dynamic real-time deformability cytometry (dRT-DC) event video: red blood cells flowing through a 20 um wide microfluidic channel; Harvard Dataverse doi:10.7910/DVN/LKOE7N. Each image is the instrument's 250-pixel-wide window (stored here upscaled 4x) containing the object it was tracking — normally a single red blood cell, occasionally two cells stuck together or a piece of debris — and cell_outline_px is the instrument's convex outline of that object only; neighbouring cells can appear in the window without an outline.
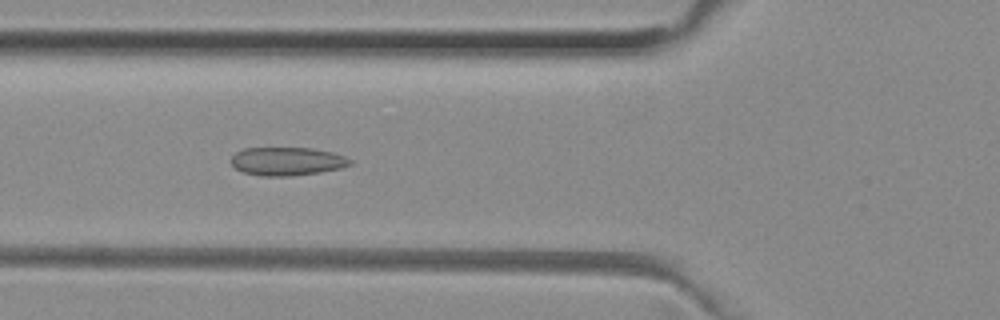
{"species": "common noctule bat (a hibernating species)", "species_latin": "Nyctalus noctula", "temperature_condition": "room temperature", "stored_images_in_passage": 37, "camera_frame_rate_fps": 3000, "um_per_image_px": 0.085, "animal": {"sex": "female", "body_mass_g": 29.2, "forearm_length_mm": 56.3}, "frame": {"image": 1, "passage_image": 5, "time_ms": 1.333, "image_size_px": [1000, 320], "cell_outline_px": [[352, 164], [340, 168], [320, 172], [292, 176], [260, 176], [244, 172], [236, 168], [232, 164], [232, 156], [236, 152], [244, 148], [312, 148], [332, 152], [344, 156], [352, 160]], "centroid_in_image_um": [24.41, 13.71], "position_along_channel_um": 101.4, "area_um2": 19.59}}
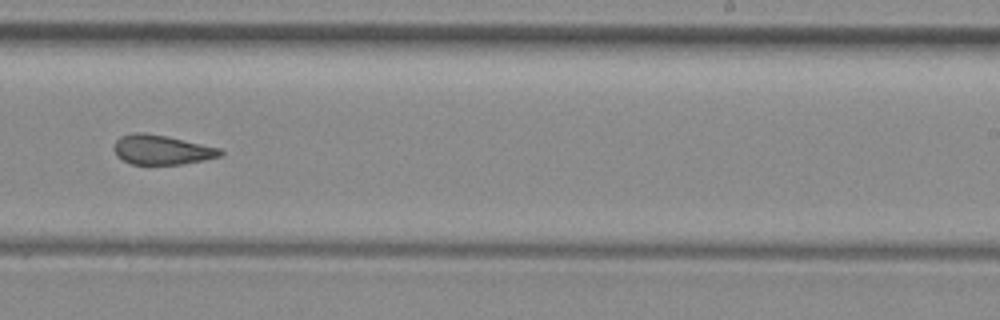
{"frame": {"image": 2, "passage_image": 18, "time_ms": 5.667, "image_size_px": [1000, 320], "cell_outline_px": [[224, 152], [220, 156], [204, 160], [180, 164], [132, 164], [116, 156], [112, 148], [116, 140], [120, 136], [132, 132], [144, 132], [168, 136], [220, 148]], "centroid_in_image_um": [13.71, 12.71], "position_along_channel_um": 275.3, "area_um2": 18.44}}
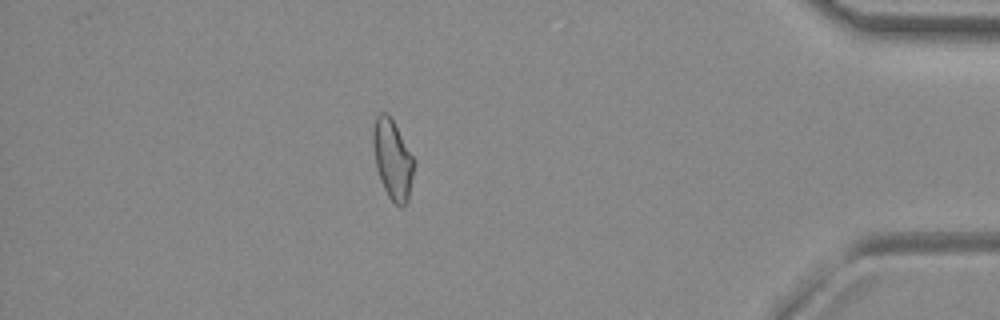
{"frame": {"image": 3, "passage_image": 31, "time_ms": 10.0, "image_size_px": [1000, 320], "cell_outline_px": [[416, 160], [408, 200], [404, 208], [400, 208], [388, 196], [380, 180], [376, 168], [372, 144], [372, 132], [376, 116], [380, 112], [384, 112], [392, 120]], "centroid_in_image_um": [33.37, 13.58], "position_along_channel_um": 401.8, "area_um2": 19.13}, "authors_computed_cell_mechanics": {"area_um2": 18.9006, "velocity_mm_per_s": 4.0136, "shape_relaxation_time_tau1_ms": null, "shape_relaxation_time_tau2_ms": 2.2093, "deformation_change_tau1": null, "deformation_change_tau2": 0.088}}